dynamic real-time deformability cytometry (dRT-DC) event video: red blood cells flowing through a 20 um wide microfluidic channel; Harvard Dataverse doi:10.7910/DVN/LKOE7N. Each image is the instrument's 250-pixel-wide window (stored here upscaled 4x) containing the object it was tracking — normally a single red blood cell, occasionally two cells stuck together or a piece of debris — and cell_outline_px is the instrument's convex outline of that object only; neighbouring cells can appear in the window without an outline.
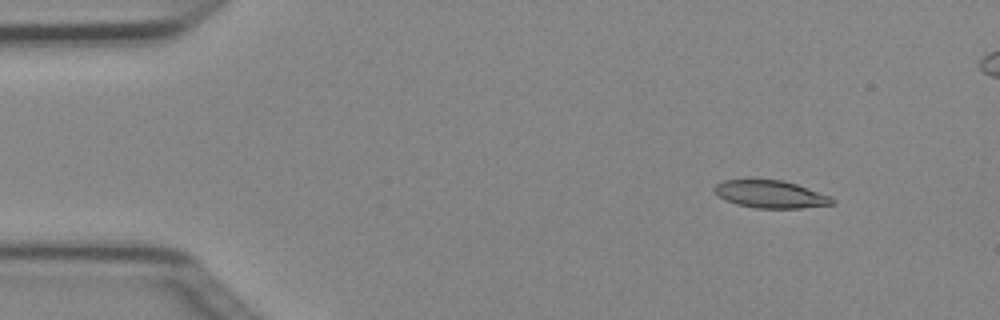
{"species": "Egyptian fruit bat (a non-hibernating species)", "species_latin": "Rousettus aegyptiacus", "temperature_condition": "cold", "stored_images_in_passage": 4, "camera_frame_rate_fps": 3000, "um_per_image_px": 0.085, "animal": {"sex": "female"}, "frame": {"image": 1, "passage_image": 1, "time_ms": 0.0, "image_size_px": [1000, 320], "cell_outline_px": [[836, 204], [800, 208], [756, 208], [736, 204], [724, 200], [712, 188], [716, 184], [724, 180], [784, 180], [832, 196], [836, 200]], "centroid_in_image_um": [65.54, 16.52], "position_along_channel_um": 19.5, "area_um2": 18.96}}